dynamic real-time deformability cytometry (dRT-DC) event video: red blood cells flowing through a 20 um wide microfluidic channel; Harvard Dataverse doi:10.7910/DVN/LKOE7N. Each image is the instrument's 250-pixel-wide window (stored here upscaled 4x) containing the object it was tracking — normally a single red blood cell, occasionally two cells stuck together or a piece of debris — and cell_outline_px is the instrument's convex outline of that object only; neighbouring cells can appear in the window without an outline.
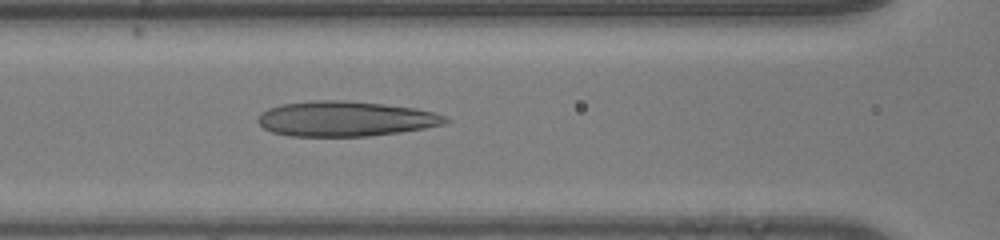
{"species": "human", "species_latin": "Homo sapiens", "temperature_condition": "room temperature", "stored_images_in_passage": 47, "camera_frame_rate_fps": 3000, "um_per_image_px": 0.085, "donor": {"sex": "male"}, "frame": {"image": 1, "passage_image": 22, "time_ms": 7.0, "image_size_px": [1000, 240], "cell_outline_px": [[452, 120], [448, 124], [400, 132], [368, 136], [288, 136], [272, 132], [264, 128], [256, 120], [260, 112], [268, 108], [280, 104], [312, 100], [344, 100], [384, 104], [416, 108], [432, 112], [444, 116]], "centroid_in_image_um": [29.35, 10.09], "position_along_channel_um": 137.3, "area_um2": 38.67}}
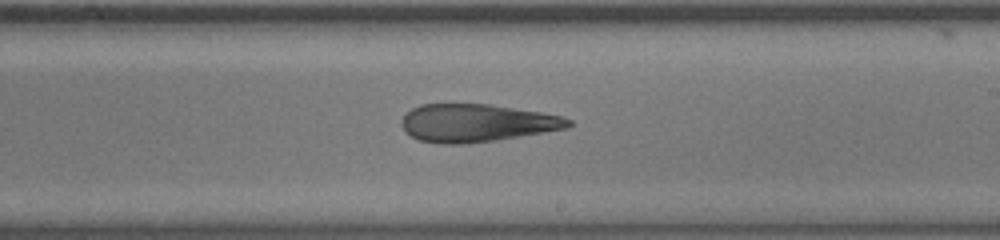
{"frame": {"image": 2, "passage_image": 30, "time_ms": 9.667, "image_size_px": [1000, 240], "cell_outline_px": [[572, 124], [568, 128], [544, 132], [492, 140], [464, 144], [440, 144], [420, 140], [404, 132], [400, 124], [400, 120], [404, 112], [420, 104], [488, 104], [540, 112], [560, 116], [572, 120]], "centroid_in_image_um": [40.43, 10.45], "position_along_channel_um": 248.6, "area_um2": 36.7}}
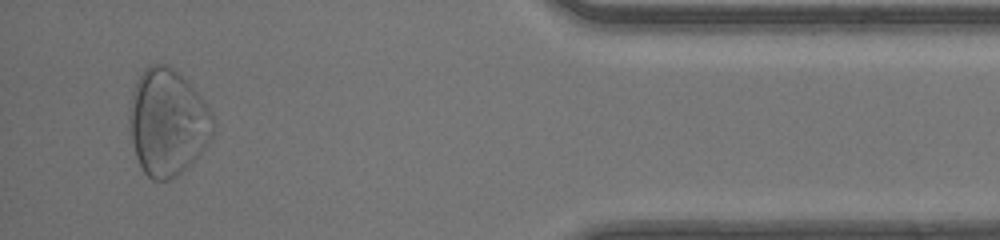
{"frame": {"image": 3, "passage_image": 45, "time_ms": 14.667, "image_size_px": [1000, 240], "cell_outline_px": [[216, 124], [212, 136], [208, 144], [176, 176], [168, 180], [152, 180], [144, 172], [136, 156], [128, 124], [128, 108], [132, 92], [136, 80], [140, 72], [148, 64], [168, 64], [180, 72], [188, 80], [204, 100], [212, 112], [216, 120]], "centroid_in_image_um": [14.24, 10.33], "position_along_channel_um": 421.0, "area_um2": 52.71}, "authors_computed_cell_mechanics": {"area_um2": 42.5408, "velocity_mm_per_s": 4.1873, "shape_relaxation_time_tau1_ms": null, "shape_relaxation_time_tau2_ms": 2.6432, "deformation_change_tau1": null, "deformation_change_tau2": 0.1258}}